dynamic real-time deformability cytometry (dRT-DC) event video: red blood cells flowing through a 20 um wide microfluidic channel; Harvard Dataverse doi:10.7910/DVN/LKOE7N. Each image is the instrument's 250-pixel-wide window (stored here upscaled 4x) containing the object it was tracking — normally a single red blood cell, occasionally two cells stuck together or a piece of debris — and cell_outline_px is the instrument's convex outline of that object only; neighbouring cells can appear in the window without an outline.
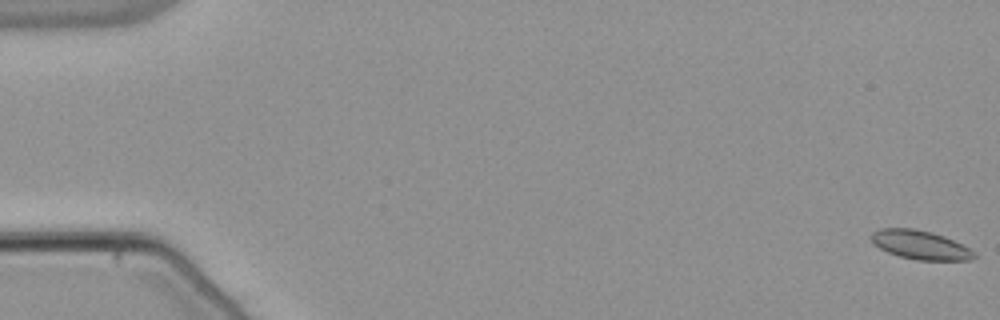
{"species": "common noctule bat (a hibernating species)", "species_latin": "Nyctalus noctula", "temperature_condition": "warm", "stored_images_in_passage": 56, "camera_frame_rate_fps": 3000, "um_per_image_px": 0.085, "animal": {"sex": "male", "body_mass_g": 21.5, "forearm_length_mm": 52.0}, "frame": {"image": 1, "passage_image": 1, "time_ms": 0.0, "image_size_px": [1000, 320], "cell_outline_px": [[976, 256], [968, 260], [916, 260], [900, 256], [888, 252], [872, 244], [872, 232], [880, 228], [916, 228], [932, 232], [944, 236], [968, 248]], "centroid_in_image_um": [78.17, 20.8], "position_along_channel_um": 6.8, "area_um2": 17.11}}
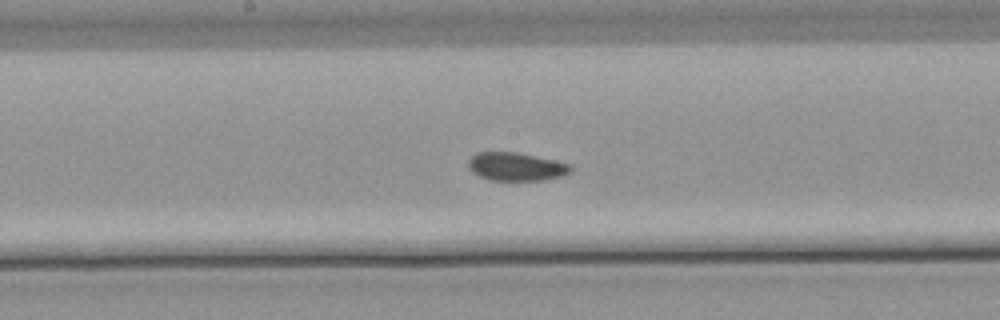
{"frame": {"image": 2, "passage_image": 30, "time_ms": 9.667, "image_size_px": [1000, 320], "cell_outline_px": [[572, 172], [564, 176], [540, 180], [488, 180], [472, 172], [468, 168], [468, 160], [476, 152], [520, 152], [556, 160], [572, 164]], "centroid_in_image_um": [43.9, 14.15], "position_along_channel_um": 204.3, "area_um2": 17.17}}
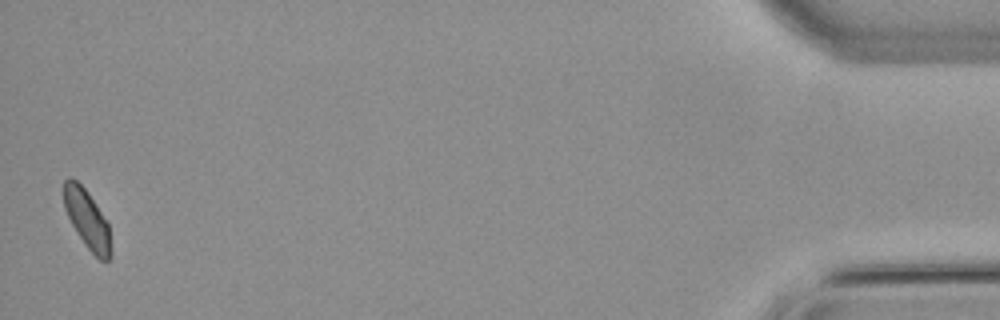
{"frame": {"image": 3, "passage_image": 55, "time_ms": 18.0, "image_size_px": [1000, 320], "cell_outline_px": [[112, 256], [108, 260], [100, 260], [84, 244], [72, 224], [64, 208], [64, 180], [68, 176], [72, 176], [88, 192], [108, 224], [112, 252]], "centroid_in_image_um": [7.4, 18.63], "position_along_channel_um": 427.8, "area_um2": 15.95}, "authors_computed_cell_mechanics": {"area_um2": 17.1666, "velocity_mm_per_s": 3.7918, "shape_relaxation_time_tau1_ms": null, "shape_relaxation_time_tau2_ms": 1.7272, "deformation_change_tau1": null, "deformation_change_tau2": 0.0494}}